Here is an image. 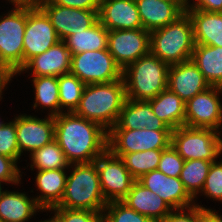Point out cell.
Segmentation results:
<instances>
[{"label": "cell", "mask_w": 222, "mask_h": 222, "mask_svg": "<svg viewBox=\"0 0 222 222\" xmlns=\"http://www.w3.org/2000/svg\"><path fill=\"white\" fill-rule=\"evenodd\" d=\"M98 18L108 31L143 28L135 0H100Z\"/></svg>", "instance_id": "cell-18"}, {"label": "cell", "mask_w": 222, "mask_h": 222, "mask_svg": "<svg viewBox=\"0 0 222 222\" xmlns=\"http://www.w3.org/2000/svg\"><path fill=\"white\" fill-rule=\"evenodd\" d=\"M35 91L34 109L40 106L50 110L48 115L56 116L60 114L59 87L57 76H37L33 77Z\"/></svg>", "instance_id": "cell-29"}, {"label": "cell", "mask_w": 222, "mask_h": 222, "mask_svg": "<svg viewBox=\"0 0 222 222\" xmlns=\"http://www.w3.org/2000/svg\"><path fill=\"white\" fill-rule=\"evenodd\" d=\"M37 210L43 211L35 198L25 193L6 190L0 198V222H26Z\"/></svg>", "instance_id": "cell-25"}, {"label": "cell", "mask_w": 222, "mask_h": 222, "mask_svg": "<svg viewBox=\"0 0 222 222\" xmlns=\"http://www.w3.org/2000/svg\"><path fill=\"white\" fill-rule=\"evenodd\" d=\"M36 178L37 189L41 195L35 197L37 204L45 210L57 206L64 194L67 174L65 169L38 170Z\"/></svg>", "instance_id": "cell-24"}, {"label": "cell", "mask_w": 222, "mask_h": 222, "mask_svg": "<svg viewBox=\"0 0 222 222\" xmlns=\"http://www.w3.org/2000/svg\"><path fill=\"white\" fill-rule=\"evenodd\" d=\"M16 163L17 162L13 158L0 154V180L2 183H21L20 179L22 175Z\"/></svg>", "instance_id": "cell-40"}, {"label": "cell", "mask_w": 222, "mask_h": 222, "mask_svg": "<svg viewBox=\"0 0 222 222\" xmlns=\"http://www.w3.org/2000/svg\"><path fill=\"white\" fill-rule=\"evenodd\" d=\"M39 222H54L51 218L48 220H44V221H39Z\"/></svg>", "instance_id": "cell-49"}, {"label": "cell", "mask_w": 222, "mask_h": 222, "mask_svg": "<svg viewBox=\"0 0 222 222\" xmlns=\"http://www.w3.org/2000/svg\"><path fill=\"white\" fill-rule=\"evenodd\" d=\"M96 222H106L105 219L101 216Z\"/></svg>", "instance_id": "cell-48"}, {"label": "cell", "mask_w": 222, "mask_h": 222, "mask_svg": "<svg viewBox=\"0 0 222 222\" xmlns=\"http://www.w3.org/2000/svg\"><path fill=\"white\" fill-rule=\"evenodd\" d=\"M107 41L108 30L99 20L92 27L72 34L63 40L71 54L107 49Z\"/></svg>", "instance_id": "cell-28"}, {"label": "cell", "mask_w": 222, "mask_h": 222, "mask_svg": "<svg viewBox=\"0 0 222 222\" xmlns=\"http://www.w3.org/2000/svg\"><path fill=\"white\" fill-rule=\"evenodd\" d=\"M185 160L178 154L170 144L162 150L158 170L169 177H179Z\"/></svg>", "instance_id": "cell-38"}, {"label": "cell", "mask_w": 222, "mask_h": 222, "mask_svg": "<svg viewBox=\"0 0 222 222\" xmlns=\"http://www.w3.org/2000/svg\"><path fill=\"white\" fill-rule=\"evenodd\" d=\"M191 60L210 86L222 87V47L195 44Z\"/></svg>", "instance_id": "cell-27"}, {"label": "cell", "mask_w": 222, "mask_h": 222, "mask_svg": "<svg viewBox=\"0 0 222 222\" xmlns=\"http://www.w3.org/2000/svg\"><path fill=\"white\" fill-rule=\"evenodd\" d=\"M190 16L195 44L222 47V12L187 9Z\"/></svg>", "instance_id": "cell-23"}, {"label": "cell", "mask_w": 222, "mask_h": 222, "mask_svg": "<svg viewBox=\"0 0 222 222\" xmlns=\"http://www.w3.org/2000/svg\"><path fill=\"white\" fill-rule=\"evenodd\" d=\"M60 113L74 112L78 107L85 84L75 75L68 73L58 77Z\"/></svg>", "instance_id": "cell-33"}, {"label": "cell", "mask_w": 222, "mask_h": 222, "mask_svg": "<svg viewBox=\"0 0 222 222\" xmlns=\"http://www.w3.org/2000/svg\"><path fill=\"white\" fill-rule=\"evenodd\" d=\"M169 67L151 52L140 57L122 71L126 98L146 101L167 89Z\"/></svg>", "instance_id": "cell-3"}, {"label": "cell", "mask_w": 222, "mask_h": 222, "mask_svg": "<svg viewBox=\"0 0 222 222\" xmlns=\"http://www.w3.org/2000/svg\"><path fill=\"white\" fill-rule=\"evenodd\" d=\"M30 155L32 170L33 168L37 170L68 169L70 166L64 152L55 140Z\"/></svg>", "instance_id": "cell-31"}, {"label": "cell", "mask_w": 222, "mask_h": 222, "mask_svg": "<svg viewBox=\"0 0 222 222\" xmlns=\"http://www.w3.org/2000/svg\"><path fill=\"white\" fill-rule=\"evenodd\" d=\"M55 135L54 116L48 115L40 119L31 115H19L16 117V137L20 155L23 151H34L51 143Z\"/></svg>", "instance_id": "cell-15"}, {"label": "cell", "mask_w": 222, "mask_h": 222, "mask_svg": "<svg viewBox=\"0 0 222 222\" xmlns=\"http://www.w3.org/2000/svg\"><path fill=\"white\" fill-rule=\"evenodd\" d=\"M43 0H9L14 7L36 8L40 6Z\"/></svg>", "instance_id": "cell-44"}, {"label": "cell", "mask_w": 222, "mask_h": 222, "mask_svg": "<svg viewBox=\"0 0 222 222\" xmlns=\"http://www.w3.org/2000/svg\"><path fill=\"white\" fill-rule=\"evenodd\" d=\"M52 4L83 10H99L100 0H49Z\"/></svg>", "instance_id": "cell-41"}, {"label": "cell", "mask_w": 222, "mask_h": 222, "mask_svg": "<svg viewBox=\"0 0 222 222\" xmlns=\"http://www.w3.org/2000/svg\"><path fill=\"white\" fill-rule=\"evenodd\" d=\"M126 99L123 77L108 83L86 84L73 113L109 131L116 124Z\"/></svg>", "instance_id": "cell-2"}, {"label": "cell", "mask_w": 222, "mask_h": 222, "mask_svg": "<svg viewBox=\"0 0 222 222\" xmlns=\"http://www.w3.org/2000/svg\"><path fill=\"white\" fill-rule=\"evenodd\" d=\"M203 222H222V215L216 213V210L203 209Z\"/></svg>", "instance_id": "cell-45"}, {"label": "cell", "mask_w": 222, "mask_h": 222, "mask_svg": "<svg viewBox=\"0 0 222 222\" xmlns=\"http://www.w3.org/2000/svg\"><path fill=\"white\" fill-rule=\"evenodd\" d=\"M102 217L106 222H154L151 218L129 208L122 201L108 202L103 210Z\"/></svg>", "instance_id": "cell-34"}, {"label": "cell", "mask_w": 222, "mask_h": 222, "mask_svg": "<svg viewBox=\"0 0 222 222\" xmlns=\"http://www.w3.org/2000/svg\"><path fill=\"white\" fill-rule=\"evenodd\" d=\"M122 202L154 222H160L173 210L159 195L151 192L137 180Z\"/></svg>", "instance_id": "cell-21"}, {"label": "cell", "mask_w": 222, "mask_h": 222, "mask_svg": "<svg viewBox=\"0 0 222 222\" xmlns=\"http://www.w3.org/2000/svg\"><path fill=\"white\" fill-rule=\"evenodd\" d=\"M54 140L70 164L91 163L108 149V131L96 122L63 112L54 116Z\"/></svg>", "instance_id": "cell-1"}, {"label": "cell", "mask_w": 222, "mask_h": 222, "mask_svg": "<svg viewBox=\"0 0 222 222\" xmlns=\"http://www.w3.org/2000/svg\"><path fill=\"white\" fill-rule=\"evenodd\" d=\"M196 1V2H195ZM187 9H198L206 12H222V0H195Z\"/></svg>", "instance_id": "cell-42"}, {"label": "cell", "mask_w": 222, "mask_h": 222, "mask_svg": "<svg viewBox=\"0 0 222 222\" xmlns=\"http://www.w3.org/2000/svg\"><path fill=\"white\" fill-rule=\"evenodd\" d=\"M31 70L33 77L68 74L71 70V53L60 40L48 50L31 58L17 73Z\"/></svg>", "instance_id": "cell-19"}, {"label": "cell", "mask_w": 222, "mask_h": 222, "mask_svg": "<svg viewBox=\"0 0 222 222\" xmlns=\"http://www.w3.org/2000/svg\"><path fill=\"white\" fill-rule=\"evenodd\" d=\"M101 190L105 201H122L136 181L125 167L122 159L115 156L109 149L95 161Z\"/></svg>", "instance_id": "cell-10"}, {"label": "cell", "mask_w": 222, "mask_h": 222, "mask_svg": "<svg viewBox=\"0 0 222 222\" xmlns=\"http://www.w3.org/2000/svg\"><path fill=\"white\" fill-rule=\"evenodd\" d=\"M70 167L74 168L67 176L63 197L55 207L103 213L107 202L101 190L96 163L70 164Z\"/></svg>", "instance_id": "cell-5"}, {"label": "cell", "mask_w": 222, "mask_h": 222, "mask_svg": "<svg viewBox=\"0 0 222 222\" xmlns=\"http://www.w3.org/2000/svg\"><path fill=\"white\" fill-rule=\"evenodd\" d=\"M203 209L209 210L198 204L187 209L172 210L160 222H203Z\"/></svg>", "instance_id": "cell-39"}, {"label": "cell", "mask_w": 222, "mask_h": 222, "mask_svg": "<svg viewBox=\"0 0 222 222\" xmlns=\"http://www.w3.org/2000/svg\"><path fill=\"white\" fill-rule=\"evenodd\" d=\"M107 49L124 70L150 52V31L144 28L108 31Z\"/></svg>", "instance_id": "cell-12"}, {"label": "cell", "mask_w": 222, "mask_h": 222, "mask_svg": "<svg viewBox=\"0 0 222 222\" xmlns=\"http://www.w3.org/2000/svg\"><path fill=\"white\" fill-rule=\"evenodd\" d=\"M122 71L108 49L71 54L70 73L85 85L120 80Z\"/></svg>", "instance_id": "cell-8"}, {"label": "cell", "mask_w": 222, "mask_h": 222, "mask_svg": "<svg viewBox=\"0 0 222 222\" xmlns=\"http://www.w3.org/2000/svg\"><path fill=\"white\" fill-rule=\"evenodd\" d=\"M172 130L164 121L159 119L146 101L126 99L120 111L116 124L111 129H145Z\"/></svg>", "instance_id": "cell-20"}, {"label": "cell", "mask_w": 222, "mask_h": 222, "mask_svg": "<svg viewBox=\"0 0 222 222\" xmlns=\"http://www.w3.org/2000/svg\"><path fill=\"white\" fill-rule=\"evenodd\" d=\"M59 41L47 14L40 7H27V21L23 39V66L31 58L42 54Z\"/></svg>", "instance_id": "cell-13"}, {"label": "cell", "mask_w": 222, "mask_h": 222, "mask_svg": "<svg viewBox=\"0 0 222 222\" xmlns=\"http://www.w3.org/2000/svg\"><path fill=\"white\" fill-rule=\"evenodd\" d=\"M147 101L150 103L153 113L172 130L184 126L185 102L168 88Z\"/></svg>", "instance_id": "cell-26"}, {"label": "cell", "mask_w": 222, "mask_h": 222, "mask_svg": "<svg viewBox=\"0 0 222 222\" xmlns=\"http://www.w3.org/2000/svg\"><path fill=\"white\" fill-rule=\"evenodd\" d=\"M208 87L210 84L192 60L170 65L167 88L185 103Z\"/></svg>", "instance_id": "cell-17"}, {"label": "cell", "mask_w": 222, "mask_h": 222, "mask_svg": "<svg viewBox=\"0 0 222 222\" xmlns=\"http://www.w3.org/2000/svg\"><path fill=\"white\" fill-rule=\"evenodd\" d=\"M27 21V7H15L0 16V60L13 72L23 67V39Z\"/></svg>", "instance_id": "cell-7"}, {"label": "cell", "mask_w": 222, "mask_h": 222, "mask_svg": "<svg viewBox=\"0 0 222 222\" xmlns=\"http://www.w3.org/2000/svg\"><path fill=\"white\" fill-rule=\"evenodd\" d=\"M201 192L210 199L222 202V160L212 162Z\"/></svg>", "instance_id": "cell-37"}, {"label": "cell", "mask_w": 222, "mask_h": 222, "mask_svg": "<svg viewBox=\"0 0 222 222\" xmlns=\"http://www.w3.org/2000/svg\"><path fill=\"white\" fill-rule=\"evenodd\" d=\"M142 26L147 31L164 27L184 12L166 0H135Z\"/></svg>", "instance_id": "cell-22"}, {"label": "cell", "mask_w": 222, "mask_h": 222, "mask_svg": "<svg viewBox=\"0 0 222 222\" xmlns=\"http://www.w3.org/2000/svg\"><path fill=\"white\" fill-rule=\"evenodd\" d=\"M15 74L0 60V98L2 99V90L8 85L11 78H13ZM0 99V100H1Z\"/></svg>", "instance_id": "cell-43"}, {"label": "cell", "mask_w": 222, "mask_h": 222, "mask_svg": "<svg viewBox=\"0 0 222 222\" xmlns=\"http://www.w3.org/2000/svg\"><path fill=\"white\" fill-rule=\"evenodd\" d=\"M176 4L183 12H186L188 6V0H166Z\"/></svg>", "instance_id": "cell-46"}, {"label": "cell", "mask_w": 222, "mask_h": 222, "mask_svg": "<svg viewBox=\"0 0 222 222\" xmlns=\"http://www.w3.org/2000/svg\"><path fill=\"white\" fill-rule=\"evenodd\" d=\"M0 154L20 160V152L16 137V117L14 121L5 123L0 127Z\"/></svg>", "instance_id": "cell-35"}, {"label": "cell", "mask_w": 222, "mask_h": 222, "mask_svg": "<svg viewBox=\"0 0 222 222\" xmlns=\"http://www.w3.org/2000/svg\"><path fill=\"white\" fill-rule=\"evenodd\" d=\"M1 120V119H0ZM5 123L2 121L0 122V127H2Z\"/></svg>", "instance_id": "cell-50"}, {"label": "cell", "mask_w": 222, "mask_h": 222, "mask_svg": "<svg viewBox=\"0 0 222 222\" xmlns=\"http://www.w3.org/2000/svg\"><path fill=\"white\" fill-rule=\"evenodd\" d=\"M137 181L159 195L173 210L195 206L194 199L185 190L179 177H169L156 169L142 175Z\"/></svg>", "instance_id": "cell-16"}, {"label": "cell", "mask_w": 222, "mask_h": 222, "mask_svg": "<svg viewBox=\"0 0 222 222\" xmlns=\"http://www.w3.org/2000/svg\"><path fill=\"white\" fill-rule=\"evenodd\" d=\"M172 130L110 129L108 149L118 157L151 149H166L171 144Z\"/></svg>", "instance_id": "cell-9"}, {"label": "cell", "mask_w": 222, "mask_h": 222, "mask_svg": "<svg viewBox=\"0 0 222 222\" xmlns=\"http://www.w3.org/2000/svg\"><path fill=\"white\" fill-rule=\"evenodd\" d=\"M49 211L55 212L51 218L54 222H96L102 216L101 212L63 207H53Z\"/></svg>", "instance_id": "cell-36"}, {"label": "cell", "mask_w": 222, "mask_h": 222, "mask_svg": "<svg viewBox=\"0 0 222 222\" xmlns=\"http://www.w3.org/2000/svg\"><path fill=\"white\" fill-rule=\"evenodd\" d=\"M194 47L193 25L187 12L150 32V52L168 65L191 60Z\"/></svg>", "instance_id": "cell-4"}, {"label": "cell", "mask_w": 222, "mask_h": 222, "mask_svg": "<svg viewBox=\"0 0 222 222\" xmlns=\"http://www.w3.org/2000/svg\"><path fill=\"white\" fill-rule=\"evenodd\" d=\"M49 17L60 40L92 27L98 20L99 10H83L52 4L43 0L39 6Z\"/></svg>", "instance_id": "cell-14"}, {"label": "cell", "mask_w": 222, "mask_h": 222, "mask_svg": "<svg viewBox=\"0 0 222 222\" xmlns=\"http://www.w3.org/2000/svg\"><path fill=\"white\" fill-rule=\"evenodd\" d=\"M1 182L2 181L0 180V198H1L2 194L5 192V191H2V187H1L2 184H1Z\"/></svg>", "instance_id": "cell-47"}, {"label": "cell", "mask_w": 222, "mask_h": 222, "mask_svg": "<svg viewBox=\"0 0 222 222\" xmlns=\"http://www.w3.org/2000/svg\"><path fill=\"white\" fill-rule=\"evenodd\" d=\"M221 133L209 128L180 126L171 132V145L186 160L215 162L222 154Z\"/></svg>", "instance_id": "cell-6"}, {"label": "cell", "mask_w": 222, "mask_h": 222, "mask_svg": "<svg viewBox=\"0 0 222 222\" xmlns=\"http://www.w3.org/2000/svg\"><path fill=\"white\" fill-rule=\"evenodd\" d=\"M211 164L212 161L200 159L186 160L184 162L179 179L193 199L197 198V195L201 193Z\"/></svg>", "instance_id": "cell-30"}, {"label": "cell", "mask_w": 222, "mask_h": 222, "mask_svg": "<svg viewBox=\"0 0 222 222\" xmlns=\"http://www.w3.org/2000/svg\"><path fill=\"white\" fill-rule=\"evenodd\" d=\"M222 87L210 86L185 103L184 126L209 128L219 132L222 125Z\"/></svg>", "instance_id": "cell-11"}, {"label": "cell", "mask_w": 222, "mask_h": 222, "mask_svg": "<svg viewBox=\"0 0 222 222\" xmlns=\"http://www.w3.org/2000/svg\"><path fill=\"white\" fill-rule=\"evenodd\" d=\"M163 149H151L141 152L123 154L122 159L131 176L138 180L142 175L156 170Z\"/></svg>", "instance_id": "cell-32"}]
</instances>
